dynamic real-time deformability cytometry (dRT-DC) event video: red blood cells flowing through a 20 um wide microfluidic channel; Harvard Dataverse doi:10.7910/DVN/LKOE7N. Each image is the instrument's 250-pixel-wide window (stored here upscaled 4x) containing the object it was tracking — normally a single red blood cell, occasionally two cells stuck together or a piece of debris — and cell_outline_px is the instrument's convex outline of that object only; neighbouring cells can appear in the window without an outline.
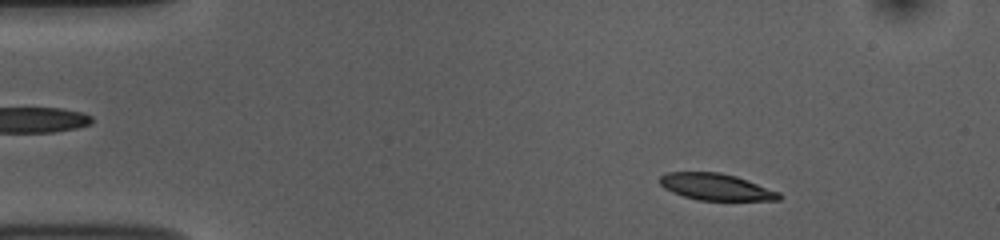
{"species": "common noctule bat (a hibernating species)", "species_latin": "Nyctalus noctula", "temperature_condition": "room temperature", "stored_images_in_passage": 52, "camera_frame_rate_fps": 3000, "um_per_image_px": 0.085, "animal": {"sex": "female", "body_mass_g": 10.0, "forearm_length_mm": 53.1}, "frame": {"image": 1, "passage_image": 6, "time_ms": 1.667, "image_size_px": [1000, 240], "cell_outline_px": [[784, 196], [780, 200], [700, 200], [684, 196], [672, 192], [664, 188], [660, 184], [660, 176], [668, 172], [720, 172], [736, 176], [780, 192]], "centroid_in_image_um": [60.88, 15.88], "position_along_channel_um": 24.1, "area_um2": 18.5}}
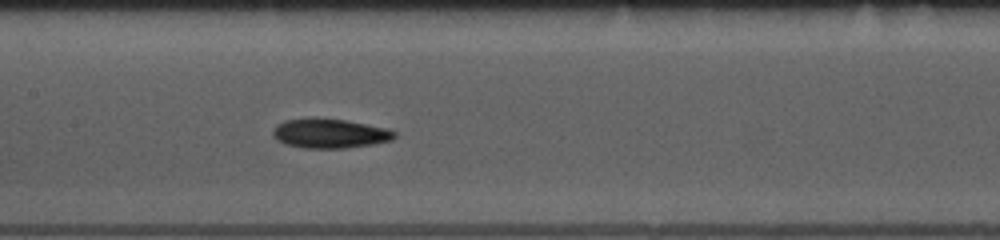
{"frame": {"image": 2, "passage_image": 24, "time_ms": 7.667, "image_size_px": [1000, 240], "cell_outline_px": [[396, 136], [388, 140], [372, 144], [344, 148], [304, 148], [284, 144], [276, 140], [272, 136], [272, 132], [276, 124], [284, 120], [312, 116], [344, 120], [388, 128], [396, 132]], "centroid_in_image_um": [27.95, 11.32], "position_along_channel_um": 179.5, "area_um2": 21.15}}
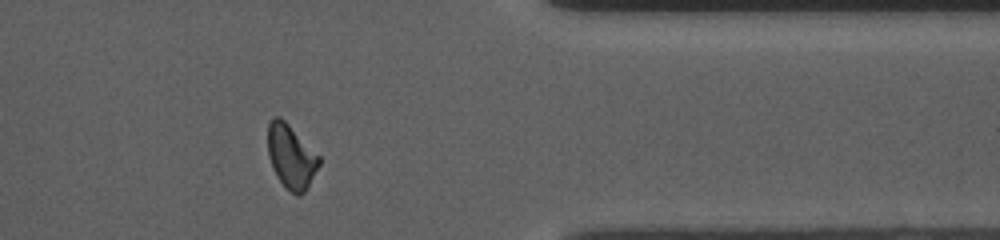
{"frame": {"image": 3, "passage_image": 42, "time_ms": 13.667, "image_size_px": [1000, 240], "cell_outline_px": [[320, 164], [308, 188], [300, 196], [296, 196], [276, 176], [272, 168], [268, 156], [268, 124], [272, 116], [280, 116], [320, 156]], "centroid_in_image_um": [24.74, 13.3], "position_along_channel_um": 386.7, "area_um2": 19.07}, "authors_computed_cell_mechanics": {"area_um2": 19.4497, "velocity_mm_per_s": 3.7272, "shape_relaxation_time_tau1_ms": 3.3944, "shape_relaxation_time_tau2_ms": 7.5412, "deformation_change_tau1": 0.1393, "deformation_change_tau2": 0.158}}